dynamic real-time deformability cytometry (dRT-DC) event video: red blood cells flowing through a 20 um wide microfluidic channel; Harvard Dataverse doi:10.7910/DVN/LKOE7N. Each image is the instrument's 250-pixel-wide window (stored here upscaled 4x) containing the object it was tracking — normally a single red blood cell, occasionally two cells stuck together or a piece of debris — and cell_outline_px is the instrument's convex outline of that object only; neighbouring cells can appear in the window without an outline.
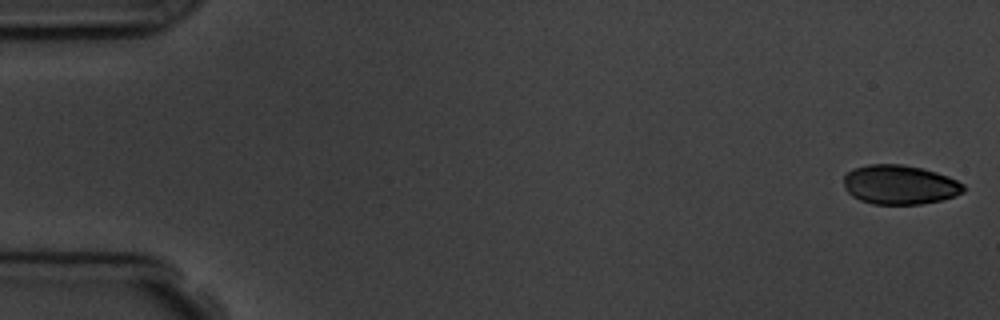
{"species": "common noctule bat (a hibernating species)", "species_latin": "Nyctalus noctula", "temperature_condition": "room temperature", "stored_images_in_passage": 4, "camera_frame_rate_fps": 3000, "um_per_image_px": 0.085, "animal": {"sex": "male", "body_mass_g": 19.5, "forearm_length_mm": 54.6}, "frame": {"image": 1, "passage_image": 1, "time_ms": 0.0, "image_size_px": [1000, 320], "cell_outline_px": [[964, 192], [956, 196], [940, 200], [920, 204], [872, 204], [860, 200], [852, 196], [844, 188], [844, 176], [852, 168], [868, 164], [904, 164], [936, 172], [948, 176], [964, 184]], "centroid_in_image_um": [76.46, 15.7], "position_along_channel_um": 8.5, "area_um2": 27.57}}